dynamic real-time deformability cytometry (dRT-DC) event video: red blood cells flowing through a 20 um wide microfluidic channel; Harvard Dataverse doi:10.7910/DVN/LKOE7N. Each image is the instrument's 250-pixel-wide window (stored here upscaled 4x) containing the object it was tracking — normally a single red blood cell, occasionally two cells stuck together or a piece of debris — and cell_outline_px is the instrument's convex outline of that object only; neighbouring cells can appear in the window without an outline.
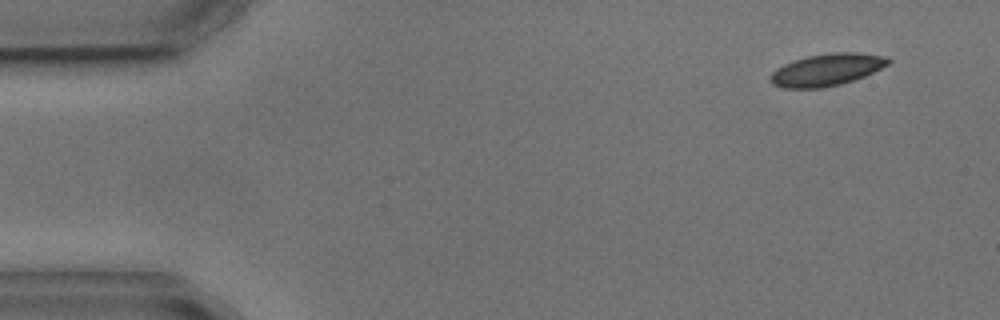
{"species": "common noctule bat (a hibernating species)", "species_latin": "Nyctalus noctula", "temperature_condition": "cold", "stored_images_in_passage": 4, "camera_frame_rate_fps": 3000, "um_per_image_px": 0.085, "animal": {"sex": "male", "body_mass_g": 17.9, "forearm_length_mm": 54.2}, "frame": {"image": 1, "passage_image": 1, "time_ms": 0.0, "image_size_px": [1000, 320], "cell_outline_px": [[892, 60], [888, 64], [864, 76], [840, 84], [824, 88], [780, 88], [772, 84], [772, 72], [776, 68], [792, 60], [808, 56], [832, 52], [860, 52], [888, 56]], "centroid_in_image_um": [70.29, 5.91], "position_along_channel_um": 14.7, "area_um2": 22.08}}
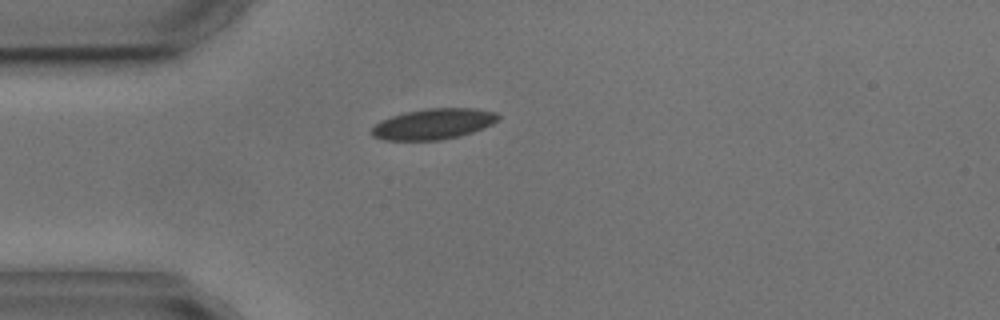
{"frame": {"image": 2, "passage_image": 4, "time_ms": 3.333, "image_size_px": [1000, 320], "cell_outline_px": [[500, 116], [492, 124], [484, 128], [460, 136], [440, 140], [384, 140], [372, 136], [372, 128], [380, 120], [404, 112], [428, 108], [476, 108], [496, 112]], "centroid_in_image_um": [36.84, 10.53], "position_along_channel_um": 48.2, "area_um2": 22.66}}